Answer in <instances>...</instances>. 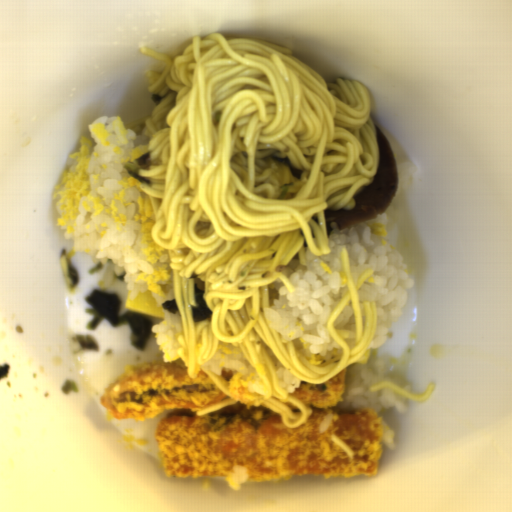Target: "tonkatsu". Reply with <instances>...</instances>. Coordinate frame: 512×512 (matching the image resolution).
<instances>
[{
    "instance_id": "d4beea91",
    "label": "tonkatsu",
    "mask_w": 512,
    "mask_h": 512,
    "mask_svg": "<svg viewBox=\"0 0 512 512\" xmlns=\"http://www.w3.org/2000/svg\"><path fill=\"white\" fill-rule=\"evenodd\" d=\"M232 405L198 415L227 394L206 374L190 378L183 360L133 368L113 379L99 401L114 419L166 412L154 441L169 478H228L260 482L300 476L375 475L381 418L370 408L339 409L346 367L324 383L301 381L289 394L312 408L299 426L261 405L244 377L226 369Z\"/></svg>"
}]
</instances>
